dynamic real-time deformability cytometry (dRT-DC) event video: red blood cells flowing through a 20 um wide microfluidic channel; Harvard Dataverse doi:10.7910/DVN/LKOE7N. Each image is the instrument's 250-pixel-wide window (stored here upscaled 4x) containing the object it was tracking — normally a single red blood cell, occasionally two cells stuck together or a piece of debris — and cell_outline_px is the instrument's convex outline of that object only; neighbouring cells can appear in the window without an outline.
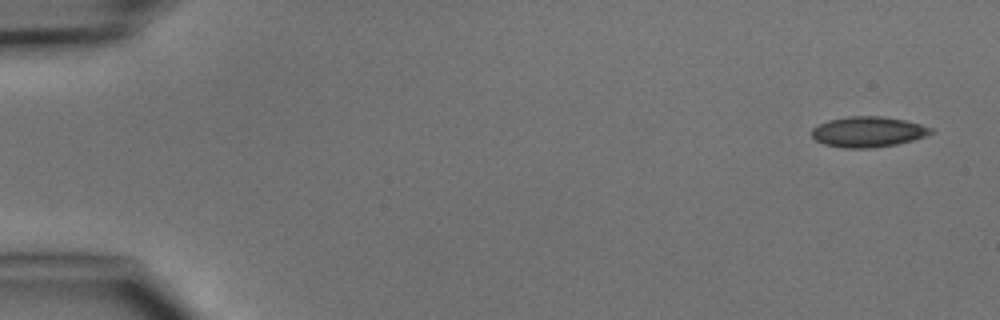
{"species": "common noctule bat (a hibernating species)", "species_latin": "Nyctalus noctula", "temperature_condition": "cold", "stored_images_in_passage": 4, "camera_frame_rate_fps": 3000, "um_per_image_px": 0.085, "animal": {"sex": "male", "body_mass_g": 15.6}, "frame": {"image": 1, "passage_image": 1, "time_ms": 0.0, "image_size_px": [1000, 320], "cell_outline_px": [[936, 132], [912, 140], [896, 144], [868, 148], [844, 148], [824, 144], [816, 140], [812, 136], [812, 128], [828, 120], [848, 116], [880, 116], [904, 120], [920, 124], [932, 128]], "centroid_in_image_um": [73.78, 11.2], "position_along_channel_um": 11.2, "area_um2": 21.04}}
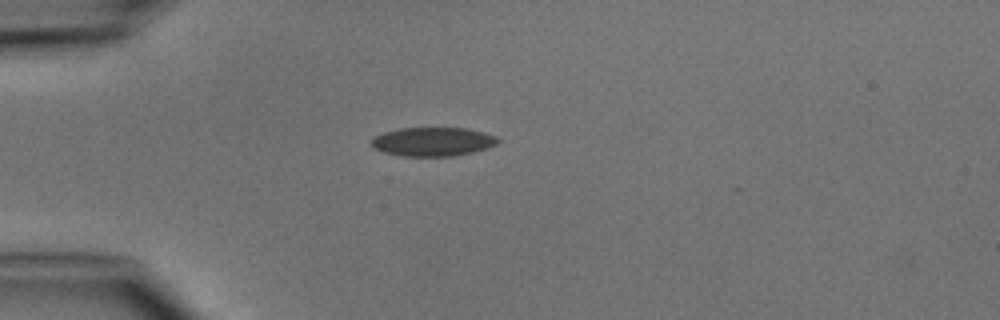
{"frame": {"image": 2, "passage_image": 4, "time_ms": 3.667, "image_size_px": [1000, 320], "cell_outline_px": [[500, 140], [496, 144], [488, 148], [472, 152], [452, 156], [404, 156], [384, 152], [372, 148], [372, 140], [376, 136], [384, 132], [400, 128], [468, 128], [484, 132], [496, 136]], "centroid_in_image_um": [36.81, 12.04], "position_along_channel_um": 48.2, "area_um2": 21.21}}